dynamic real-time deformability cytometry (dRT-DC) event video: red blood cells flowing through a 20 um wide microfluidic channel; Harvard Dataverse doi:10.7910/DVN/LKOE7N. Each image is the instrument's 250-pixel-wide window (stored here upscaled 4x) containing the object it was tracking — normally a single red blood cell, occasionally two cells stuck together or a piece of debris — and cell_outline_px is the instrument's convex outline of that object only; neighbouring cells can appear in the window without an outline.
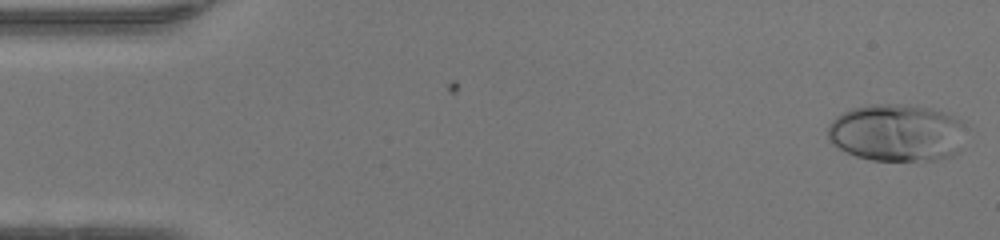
{"species": "human", "species_latin": "Homo sapiens", "temperature_condition": "warm", "stored_images_in_passage": 48, "camera_frame_rate_fps": 3000, "um_per_image_px": 0.085, "donor": {"sex": "female"}, "frame": {"image": 1, "passage_image": 1, "time_ms": 0.0, "image_size_px": [1000, 240], "cell_outline_px": [[964, 124], [960, 148], [952, 156], [936, 160], [872, 160], [856, 156], [832, 144], [828, 140], [828, 124], [836, 116], [852, 108], [868, 104], [904, 104], [928, 108], [948, 112], [964, 120]], "centroid_in_image_um": [76.23, 11.27], "position_along_channel_um": 8.8, "area_um2": 46.47}}
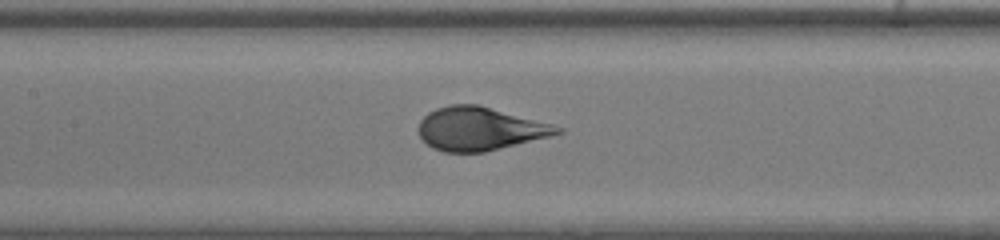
{"frame": {"image": 2, "passage_image": 22, "time_ms": 7.0, "image_size_px": [1000, 240], "cell_outline_px": [[564, 132], [552, 136], [484, 152], [444, 152], [432, 148], [420, 136], [416, 128], [420, 120], [428, 112], [436, 108], [448, 104], [480, 104], [552, 124], [564, 128]], "centroid_in_image_um": [40.77, 10.93], "position_along_channel_um": 166.6, "area_um2": 35.32}}
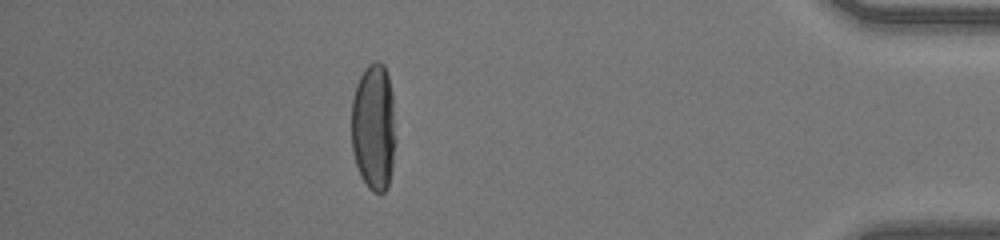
{"frame": {"image": 3, "passage_image": 42, "time_ms": 13.667, "image_size_px": [1000, 240], "cell_outline_px": [[396, 140], [392, 168], [388, 188], [384, 192], [372, 192], [368, 188], [360, 176], [352, 152], [352, 100], [356, 84], [360, 76], [368, 64], [376, 60], [384, 64], [388, 76], [392, 92]], "centroid_in_image_um": [31.77, 10.82], "position_along_channel_um": 403.4, "area_um2": 33.23}, "authors_computed_cell_mechanics": {"area_um2": 36.6163, "velocity_mm_per_s": 4.2728, "shape_relaxation_time_tau1_ms": 3.4599, "shape_relaxation_time_tau2_ms": null, "deformation_change_tau1": 0.2339, "deformation_change_tau2": null}}